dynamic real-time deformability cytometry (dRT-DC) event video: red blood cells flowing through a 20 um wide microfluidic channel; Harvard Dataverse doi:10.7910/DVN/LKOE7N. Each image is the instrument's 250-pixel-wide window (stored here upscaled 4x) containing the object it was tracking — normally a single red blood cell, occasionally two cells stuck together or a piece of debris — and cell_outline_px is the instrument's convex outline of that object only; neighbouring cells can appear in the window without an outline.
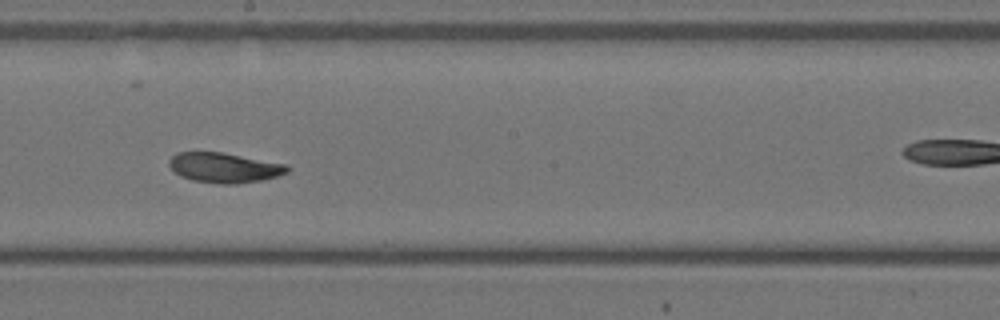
{"species": "Egyptian fruit bat (a non-hibernating species)", "species_latin": "Rousettus aegyptiacus", "temperature_condition": "warm", "stored_images_in_passage": 28, "camera_frame_rate_fps": 3000, "um_per_image_px": 0.085, "animal": {"sex": "female"}, "frame": {"image": 1, "passage_image": 11, "time_ms": 3.333, "image_size_px": [1000, 320], "cell_outline_px": [[288, 172], [264, 180], [236, 184], [220, 184], [192, 180], [180, 176], [168, 164], [168, 160], [176, 152], [220, 152], [288, 164]], "centroid_in_image_um": [19.06, 14.25], "position_along_channel_um": 229.1, "area_um2": 20.63}}